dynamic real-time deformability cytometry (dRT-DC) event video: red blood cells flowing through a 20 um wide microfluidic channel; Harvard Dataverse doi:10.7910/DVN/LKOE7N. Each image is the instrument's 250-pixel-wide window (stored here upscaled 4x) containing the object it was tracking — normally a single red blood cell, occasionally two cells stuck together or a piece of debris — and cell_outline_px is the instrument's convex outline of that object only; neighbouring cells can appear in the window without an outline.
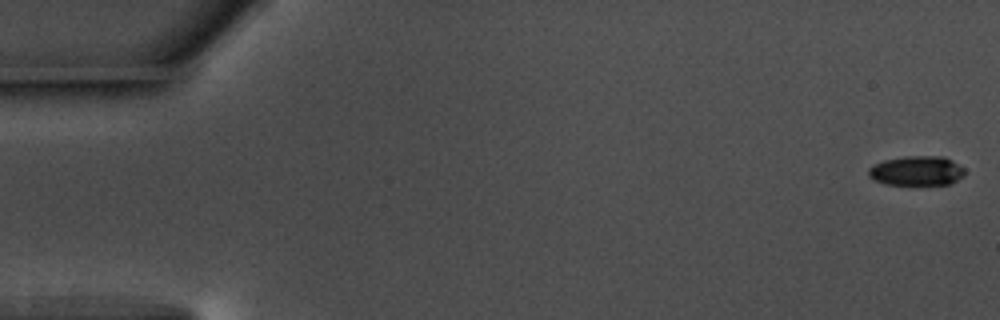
{"species": "common noctule bat (a hibernating species)", "species_latin": "Nyctalus noctula", "temperature_condition": "warm", "stored_images_in_passage": 56, "camera_frame_rate_fps": 3000, "um_per_image_px": 0.085, "animal": {"sex": "male", "body_mass_g": 17.5, "forearm_length_mm": 52.3}, "frame": {"image": 1, "passage_image": 1, "time_ms": 0.0, "image_size_px": [1000, 320], "cell_outline_px": [[964, 176], [948, 184], [888, 184], [876, 180], [868, 176], [868, 168], [884, 160], [904, 156], [944, 156], [952, 160], [964, 168]], "centroid_in_image_um": [77.93, 14.5], "position_along_channel_um": 7.1, "area_um2": 16.42}}
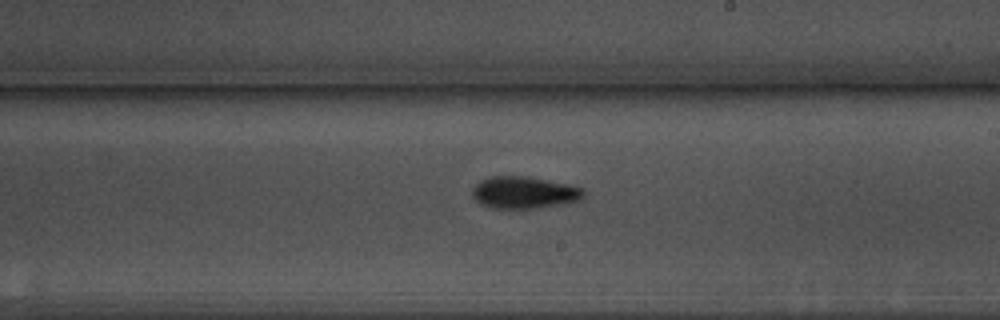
{"frame": {"image": 2, "passage_image": 33, "time_ms": 10.667, "image_size_px": [1000, 320], "cell_outline_px": [[584, 196], [576, 200], [556, 204], [532, 208], [492, 208], [480, 204], [472, 196], [472, 188], [480, 180], [492, 176], [528, 176], [568, 184], [584, 188]], "centroid_in_image_um": [44.49, 16.34], "position_along_channel_um": 244.5, "area_um2": 20.52}}
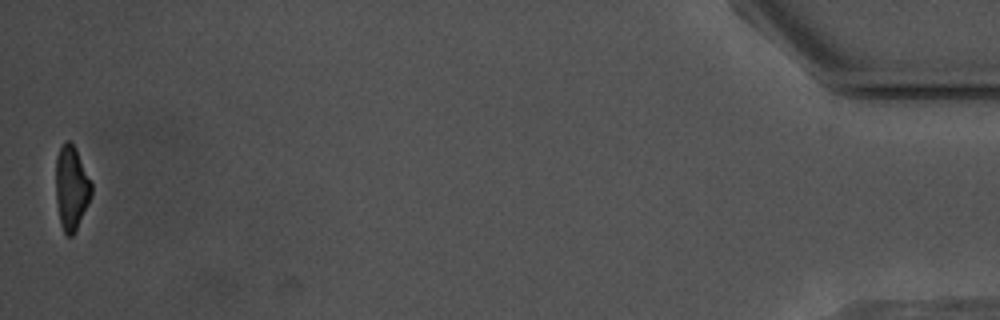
{"frame": {"image": 3, "passage_image": 56, "time_ms": 18.333, "image_size_px": [1000, 320], "cell_outline_px": [[92, 196], [76, 232], [72, 236], [68, 236], [64, 232], [60, 224], [56, 200], [56, 156], [64, 140], [68, 140], [76, 148], [92, 184]], "centroid_in_image_um": [6.08, 15.99], "position_along_channel_um": 429.1, "area_um2": 17.69}, "authors_computed_cell_mechanics": {"area_um2": 18.8428, "velocity_mm_per_s": 3.6616, "shape_relaxation_time_tau1_ms": 2.9966, "shape_relaxation_time_tau2_ms": 5.8022, "deformation_change_tau1": 0.1474, "deformation_change_tau2": 0.1371}}